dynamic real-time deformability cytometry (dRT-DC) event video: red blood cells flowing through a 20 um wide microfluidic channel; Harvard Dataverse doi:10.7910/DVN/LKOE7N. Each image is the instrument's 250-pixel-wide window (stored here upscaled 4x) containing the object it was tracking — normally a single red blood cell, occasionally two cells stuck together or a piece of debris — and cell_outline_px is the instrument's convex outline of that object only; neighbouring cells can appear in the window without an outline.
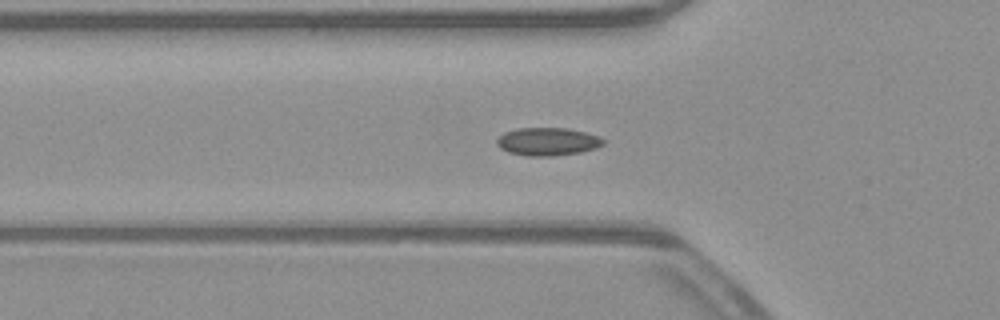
{"species": "common noctule bat (a hibernating species)", "species_latin": "Nyctalus noctula", "temperature_condition": "warm", "stored_images_in_passage": 40, "segment_of_instrument_passage": [1, 2], "camera_frame_rate_fps": 3000, "um_per_image_px": 0.085, "animal": {"sex": "male", "body_mass_g": 23.1, "forearm_length_mm": 52.7}, "frame": {"image": 1, "passage_image": 4, "time_ms": 1.0, "image_size_px": [1000, 320], "cell_outline_px": [[604, 144], [596, 148], [580, 152], [552, 156], [528, 156], [508, 152], [500, 148], [496, 144], [496, 140], [504, 132], [516, 128], [568, 128], [600, 136], [604, 140]], "centroid_in_image_um": [46.54, 12.03], "position_along_channel_um": 79.3, "area_um2": 17.4}}
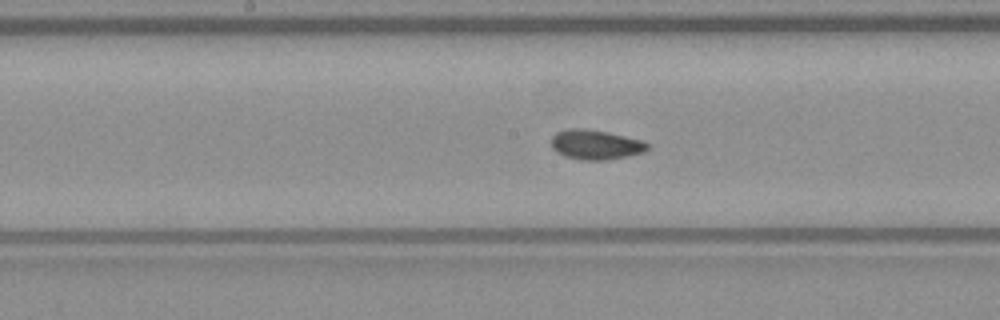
{"frame": {"image": 2, "passage_image": 13, "time_ms": 4.0, "image_size_px": [1000, 320], "cell_outline_px": [[648, 148], [644, 152], [628, 156], [604, 160], [580, 160], [564, 156], [556, 152], [552, 148], [552, 136], [556, 132], [568, 128], [584, 128], [608, 132], [644, 140], [648, 144]], "centroid_in_image_um": [50.62, 12.29], "position_along_channel_um": 197.6, "area_um2": 16.82}}
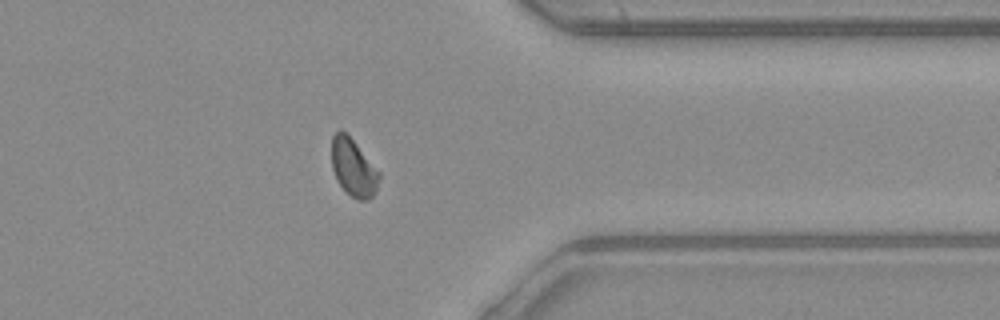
{"frame": {"image": 3, "passage_image": 28, "time_ms": 9.0, "image_size_px": [1000, 320], "cell_outline_px": [[380, 176], [376, 188], [372, 196], [368, 200], [356, 200], [336, 180], [332, 168], [332, 136], [340, 128], [356, 144], [380, 172]], "centroid_in_image_um": [30.03, 14.25], "position_along_channel_um": 381.4, "area_um2": 15.61}}